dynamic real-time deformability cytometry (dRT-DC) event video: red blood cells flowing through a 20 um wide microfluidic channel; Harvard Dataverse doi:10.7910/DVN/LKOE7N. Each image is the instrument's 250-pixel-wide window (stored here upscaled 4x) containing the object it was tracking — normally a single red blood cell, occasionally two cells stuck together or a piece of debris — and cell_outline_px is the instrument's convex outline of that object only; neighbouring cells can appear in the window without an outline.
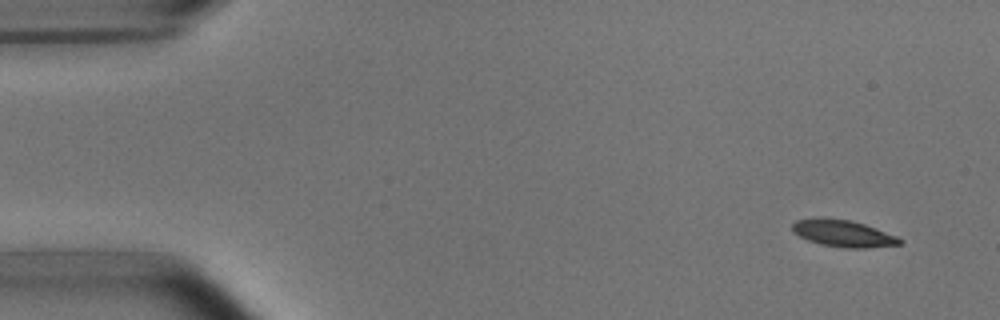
{"species": "common noctule bat (a hibernating species)", "species_latin": "Nyctalus noctula", "temperature_condition": "room temperature", "stored_images_in_passage": 4, "segment_of_instrument_passage": [2, 2], "camera_frame_rate_fps": 3000, "um_per_image_px": 0.085, "animal": {"sex": "male", "body_mass_g": 15.6}, "frame": {"image": 1, "passage_image": 4, "time_ms": 3.333, "image_size_px": [1000, 320], "cell_outline_px": [[904, 244], [864, 248], [844, 248], [820, 244], [808, 240], [792, 232], [792, 224], [796, 220], [816, 216], [852, 220], [876, 228], [896, 236], [904, 240]], "centroid_in_image_um": [71.65, 19.82], "position_along_channel_um": 13.3, "area_um2": 17.11}}